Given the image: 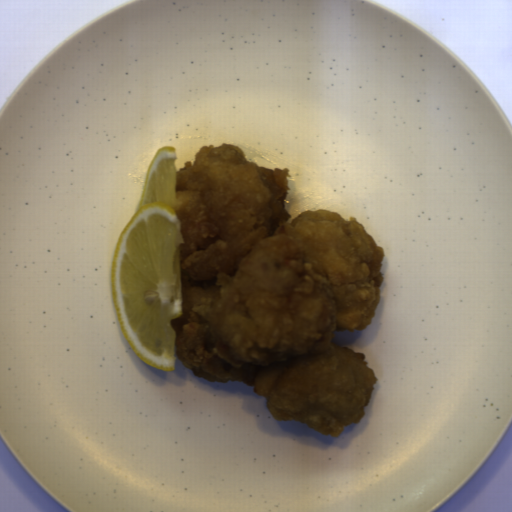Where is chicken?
<instances>
[{
    "label": "chicken",
    "mask_w": 512,
    "mask_h": 512,
    "mask_svg": "<svg viewBox=\"0 0 512 512\" xmlns=\"http://www.w3.org/2000/svg\"><path fill=\"white\" fill-rule=\"evenodd\" d=\"M290 169L206 144L176 170L182 315L174 354L205 381H241L276 421L341 437L378 384L335 330L372 325L386 256L365 226L329 209H286Z\"/></svg>",
    "instance_id": "1"
}]
</instances>
